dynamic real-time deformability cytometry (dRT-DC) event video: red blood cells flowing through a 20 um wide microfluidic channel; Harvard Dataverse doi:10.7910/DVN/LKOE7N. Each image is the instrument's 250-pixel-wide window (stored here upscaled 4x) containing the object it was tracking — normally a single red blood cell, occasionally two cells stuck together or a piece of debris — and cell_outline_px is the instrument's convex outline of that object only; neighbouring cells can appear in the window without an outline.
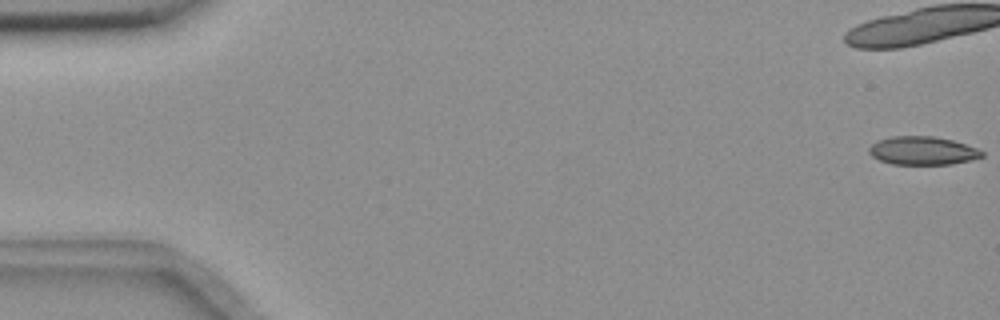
{"species": "common noctule bat (a hibernating species)", "species_latin": "Nyctalus noctula", "temperature_condition": "room temperature", "stored_images_in_passage": 22, "camera_frame_rate_fps": 3000, "um_per_image_px": 0.085, "animal": {"sex": "female", "body_mass_g": 18.4}, "frame": {"image": 1, "passage_image": 1, "time_ms": 0.0, "image_size_px": [1000, 320], "cell_outline_px": [[984, 156], [972, 160], [952, 164], [892, 164], [880, 160], [872, 156], [868, 152], [868, 148], [872, 144], [880, 140], [892, 136], [932, 136], [952, 140], [976, 148], [984, 152]], "centroid_in_image_um": [78.43, 12.81], "position_along_channel_um": 6.6, "area_um2": 18.55}}